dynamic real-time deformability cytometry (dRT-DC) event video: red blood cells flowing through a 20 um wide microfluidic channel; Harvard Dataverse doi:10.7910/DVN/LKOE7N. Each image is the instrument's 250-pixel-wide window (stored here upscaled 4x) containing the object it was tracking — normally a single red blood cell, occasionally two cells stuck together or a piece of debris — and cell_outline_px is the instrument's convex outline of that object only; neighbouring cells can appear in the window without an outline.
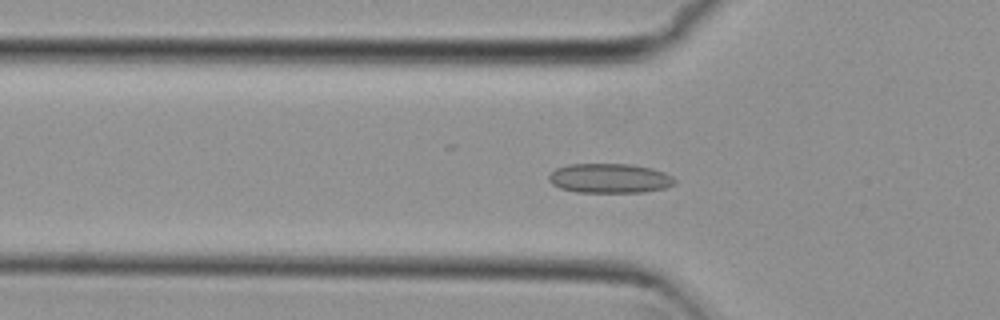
{"species": "common noctule bat (a hibernating species)", "species_latin": "Nyctalus noctula", "temperature_condition": "cold", "stored_images_in_passage": 48, "camera_frame_rate_fps": 3000, "um_per_image_px": 0.085, "animal": {"sex": "female", "body_mass_g": 29.2, "forearm_length_mm": 56.3}, "frame": {"image": 1, "passage_image": 12, "time_ms": 3.667, "image_size_px": [1000, 320], "cell_outline_px": [[676, 184], [664, 188], [644, 192], [576, 192], [560, 188], [552, 184], [548, 180], [548, 176], [556, 168], [568, 164], [632, 164], [652, 168], [664, 172], [672, 176], [676, 180]], "centroid_in_image_um": [51.83, 15.15], "position_along_channel_um": 74.0, "area_um2": 21.79}}
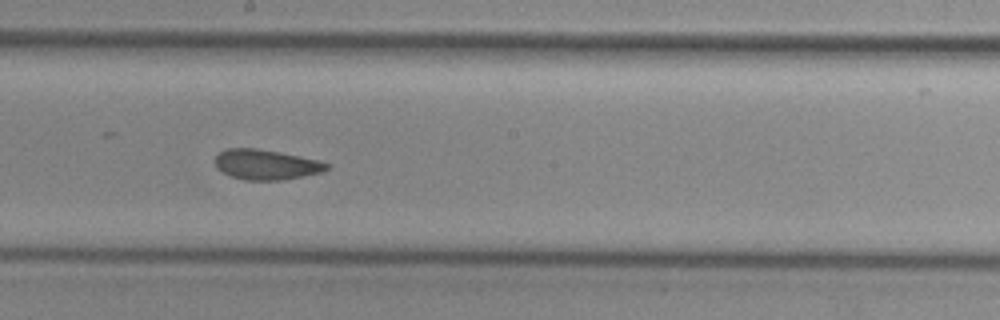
{"frame": {"image": 2, "passage_image": 24, "time_ms": 7.667, "image_size_px": [1000, 320], "cell_outline_px": [[332, 164], [324, 172], [284, 180], [244, 180], [232, 176], [216, 168], [216, 156], [224, 148], [256, 148], [280, 152], [316, 160]], "centroid_in_image_um": [22.64, 13.99], "position_along_channel_um": 225.6, "area_um2": 19.59}}
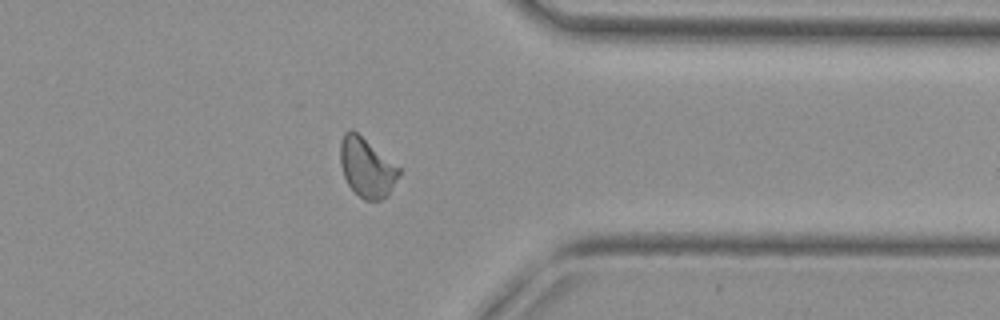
{"frame": {"image": 3, "passage_image": 37, "time_ms": 12.0, "image_size_px": [1000, 320], "cell_outline_px": [[400, 172], [388, 196], [380, 200], [364, 200], [348, 184], [344, 176], [340, 164], [340, 144], [344, 132], [352, 128], [400, 168]], "centroid_in_image_um": [31.15, 14.23], "position_along_channel_um": 380.2, "area_um2": 20.0}, "authors_computed_cell_mechanics": {"area_um2": 20.0855, "velocity_mm_per_s": 3.7819, "shape_relaxation_time_tau1_ms": null, "shape_relaxation_time_tau2_ms": 1.4012, "deformation_change_tau1": null, "deformation_change_tau2": 0.0703}}